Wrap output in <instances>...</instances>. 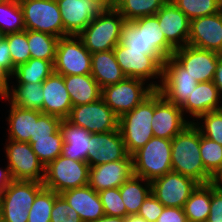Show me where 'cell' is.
Segmentation results:
<instances>
[{"label": "cell", "instance_id": "obj_5", "mask_svg": "<svg viewBox=\"0 0 222 222\" xmlns=\"http://www.w3.org/2000/svg\"><path fill=\"white\" fill-rule=\"evenodd\" d=\"M171 152V139L153 136L132 155L134 175L151 182L171 172Z\"/></svg>", "mask_w": 222, "mask_h": 222}, {"label": "cell", "instance_id": "obj_16", "mask_svg": "<svg viewBox=\"0 0 222 222\" xmlns=\"http://www.w3.org/2000/svg\"><path fill=\"white\" fill-rule=\"evenodd\" d=\"M190 123L181 107L168 101L158 90L154 91V114L151 126L155 137L172 139Z\"/></svg>", "mask_w": 222, "mask_h": 222}, {"label": "cell", "instance_id": "obj_50", "mask_svg": "<svg viewBox=\"0 0 222 222\" xmlns=\"http://www.w3.org/2000/svg\"><path fill=\"white\" fill-rule=\"evenodd\" d=\"M0 61L1 65L11 74L13 75L15 72V68L12 63L11 54L8 46L7 39L2 36L0 38Z\"/></svg>", "mask_w": 222, "mask_h": 222}, {"label": "cell", "instance_id": "obj_25", "mask_svg": "<svg viewBox=\"0 0 222 222\" xmlns=\"http://www.w3.org/2000/svg\"><path fill=\"white\" fill-rule=\"evenodd\" d=\"M79 214L82 222H93L105 215L98 192L88 184L60 193Z\"/></svg>", "mask_w": 222, "mask_h": 222}, {"label": "cell", "instance_id": "obj_9", "mask_svg": "<svg viewBox=\"0 0 222 222\" xmlns=\"http://www.w3.org/2000/svg\"><path fill=\"white\" fill-rule=\"evenodd\" d=\"M154 91L155 89L147 82L126 77L116 84L102 88L101 98L120 117L132 111Z\"/></svg>", "mask_w": 222, "mask_h": 222}, {"label": "cell", "instance_id": "obj_29", "mask_svg": "<svg viewBox=\"0 0 222 222\" xmlns=\"http://www.w3.org/2000/svg\"><path fill=\"white\" fill-rule=\"evenodd\" d=\"M63 77L72 106L93 103L101 98L102 89L91 74Z\"/></svg>", "mask_w": 222, "mask_h": 222}, {"label": "cell", "instance_id": "obj_18", "mask_svg": "<svg viewBox=\"0 0 222 222\" xmlns=\"http://www.w3.org/2000/svg\"><path fill=\"white\" fill-rule=\"evenodd\" d=\"M187 44L222 54V12L192 19Z\"/></svg>", "mask_w": 222, "mask_h": 222}, {"label": "cell", "instance_id": "obj_44", "mask_svg": "<svg viewBox=\"0 0 222 222\" xmlns=\"http://www.w3.org/2000/svg\"><path fill=\"white\" fill-rule=\"evenodd\" d=\"M121 42L130 50L144 51V54L147 55H159L155 50H145V39L132 22L125 24Z\"/></svg>", "mask_w": 222, "mask_h": 222}, {"label": "cell", "instance_id": "obj_4", "mask_svg": "<svg viewBox=\"0 0 222 222\" xmlns=\"http://www.w3.org/2000/svg\"><path fill=\"white\" fill-rule=\"evenodd\" d=\"M113 52L126 77L143 80L158 90L162 82L165 61L160 55H147L144 51L130 50L122 42L113 49Z\"/></svg>", "mask_w": 222, "mask_h": 222}, {"label": "cell", "instance_id": "obj_54", "mask_svg": "<svg viewBox=\"0 0 222 222\" xmlns=\"http://www.w3.org/2000/svg\"><path fill=\"white\" fill-rule=\"evenodd\" d=\"M93 222H125L124 217H115V216H108L104 215L103 217L97 219L96 221Z\"/></svg>", "mask_w": 222, "mask_h": 222}, {"label": "cell", "instance_id": "obj_37", "mask_svg": "<svg viewBox=\"0 0 222 222\" xmlns=\"http://www.w3.org/2000/svg\"><path fill=\"white\" fill-rule=\"evenodd\" d=\"M24 17L21 5L18 2H0V33L2 35L24 31Z\"/></svg>", "mask_w": 222, "mask_h": 222}, {"label": "cell", "instance_id": "obj_52", "mask_svg": "<svg viewBox=\"0 0 222 222\" xmlns=\"http://www.w3.org/2000/svg\"><path fill=\"white\" fill-rule=\"evenodd\" d=\"M12 181L13 179L11 177L9 167L6 164L5 167L0 168V196Z\"/></svg>", "mask_w": 222, "mask_h": 222}, {"label": "cell", "instance_id": "obj_27", "mask_svg": "<svg viewBox=\"0 0 222 222\" xmlns=\"http://www.w3.org/2000/svg\"><path fill=\"white\" fill-rule=\"evenodd\" d=\"M91 75L101 89L116 84L126 78L116 61L113 50L92 54Z\"/></svg>", "mask_w": 222, "mask_h": 222}, {"label": "cell", "instance_id": "obj_22", "mask_svg": "<svg viewBox=\"0 0 222 222\" xmlns=\"http://www.w3.org/2000/svg\"><path fill=\"white\" fill-rule=\"evenodd\" d=\"M222 109V97L213 81L199 82L181 107L184 116L193 123L202 114Z\"/></svg>", "mask_w": 222, "mask_h": 222}, {"label": "cell", "instance_id": "obj_48", "mask_svg": "<svg viewBox=\"0 0 222 222\" xmlns=\"http://www.w3.org/2000/svg\"><path fill=\"white\" fill-rule=\"evenodd\" d=\"M207 222H222V188L211 183V204Z\"/></svg>", "mask_w": 222, "mask_h": 222}, {"label": "cell", "instance_id": "obj_32", "mask_svg": "<svg viewBox=\"0 0 222 222\" xmlns=\"http://www.w3.org/2000/svg\"><path fill=\"white\" fill-rule=\"evenodd\" d=\"M211 204V183L199 184L183 206L188 222H207Z\"/></svg>", "mask_w": 222, "mask_h": 222}, {"label": "cell", "instance_id": "obj_46", "mask_svg": "<svg viewBox=\"0 0 222 222\" xmlns=\"http://www.w3.org/2000/svg\"><path fill=\"white\" fill-rule=\"evenodd\" d=\"M62 119L59 117L42 113L35 123V137H49L60 129Z\"/></svg>", "mask_w": 222, "mask_h": 222}, {"label": "cell", "instance_id": "obj_55", "mask_svg": "<svg viewBox=\"0 0 222 222\" xmlns=\"http://www.w3.org/2000/svg\"><path fill=\"white\" fill-rule=\"evenodd\" d=\"M125 222H147L144 218L139 215H128L125 217Z\"/></svg>", "mask_w": 222, "mask_h": 222}, {"label": "cell", "instance_id": "obj_1", "mask_svg": "<svg viewBox=\"0 0 222 222\" xmlns=\"http://www.w3.org/2000/svg\"><path fill=\"white\" fill-rule=\"evenodd\" d=\"M171 151L172 171L199 184L212 183L213 176L205 169L200 155V131L193 123L171 139Z\"/></svg>", "mask_w": 222, "mask_h": 222}, {"label": "cell", "instance_id": "obj_34", "mask_svg": "<svg viewBox=\"0 0 222 222\" xmlns=\"http://www.w3.org/2000/svg\"><path fill=\"white\" fill-rule=\"evenodd\" d=\"M168 0H118L114 7L126 20L131 22L135 19L153 16Z\"/></svg>", "mask_w": 222, "mask_h": 222}, {"label": "cell", "instance_id": "obj_12", "mask_svg": "<svg viewBox=\"0 0 222 222\" xmlns=\"http://www.w3.org/2000/svg\"><path fill=\"white\" fill-rule=\"evenodd\" d=\"M67 120L89 133L114 131L119 123V117L102 98L93 103L73 106Z\"/></svg>", "mask_w": 222, "mask_h": 222}, {"label": "cell", "instance_id": "obj_35", "mask_svg": "<svg viewBox=\"0 0 222 222\" xmlns=\"http://www.w3.org/2000/svg\"><path fill=\"white\" fill-rule=\"evenodd\" d=\"M59 39L48 33L27 30L31 58L47 60L54 65Z\"/></svg>", "mask_w": 222, "mask_h": 222}, {"label": "cell", "instance_id": "obj_45", "mask_svg": "<svg viewBox=\"0 0 222 222\" xmlns=\"http://www.w3.org/2000/svg\"><path fill=\"white\" fill-rule=\"evenodd\" d=\"M50 222H82L79 214L59 194L51 211Z\"/></svg>", "mask_w": 222, "mask_h": 222}, {"label": "cell", "instance_id": "obj_30", "mask_svg": "<svg viewBox=\"0 0 222 222\" xmlns=\"http://www.w3.org/2000/svg\"><path fill=\"white\" fill-rule=\"evenodd\" d=\"M5 98L22 109L40 111L44 100L42 83L11 84Z\"/></svg>", "mask_w": 222, "mask_h": 222}, {"label": "cell", "instance_id": "obj_53", "mask_svg": "<svg viewBox=\"0 0 222 222\" xmlns=\"http://www.w3.org/2000/svg\"><path fill=\"white\" fill-rule=\"evenodd\" d=\"M212 81L217 86L222 97V54L219 56L218 65Z\"/></svg>", "mask_w": 222, "mask_h": 222}, {"label": "cell", "instance_id": "obj_58", "mask_svg": "<svg viewBox=\"0 0 222 222\" xmlns=\"http://www.w3.org/2000/svg\"><path fill=\"white\" fill-rule=\"evenodd\" d=\"M19 0H0L1 3H12V2H18Z\"/></svg>", "mask_w": 222, "mask_h": 222}, {"label": "cell", "instance_id": "obj_28", "mask_svg": "<svg viewBox=\"0 0 222 222\" xmlns=\"http://www.w3.org/2000/svg\"><path fill=\"white\" fill-rule=\"evenodd\" d=\"M145 39V50H155L164 60L173 55L175 49L167 42L156 15L131 21Z\"/></svg>", "mask_w": 222, "mask_h": 222}, {"label": "cell", "instance_id": "obj_14", "mask_svg": "<svg viewBox=\"0 0 222 222\" xmlns=\"http://www.w3.org/2000/svg\"><path fill=\"white\" fill-rule=\"evenodd\" d=\"M195 78L188 74L172 56L163 63L162 82L158 91L178 107H182L197 85Z\"/></svg>", "mask_w": 222, "mask_h": 222}, {"label": "cell", "instance_id": "obj_31", "mask_svg": "<svg viewBox=\"0 0 222 222\" xmlns=\"http://www.w3.org/2000/svg\"><path fill=\"white\" fill-rule=\"evenodd\" d=\"M128 215L138 213L140 206L151 193V183L142 177L133 175L119 187Z\"/></svg>", "mask_w": 222, "mask_h": 222}, {"label": "cell", "instance_id": "obj_24", "mask_svg": "<svg viewBox=\"0 0 222 222\" xmlns=\"http://www.w3.org/2000/svg\"><path fill=\"white\" fill-rule=\"evenodd\" d=\"M4 100L5 106L9 109L6 111L5 123L7 130L5 131L7 138L17 142H29L30 138L34 135L35 123L38 117L42 114L41 111L22 109L18 106L11 104L5 97L0 98Z\"/></svg>", "mask_w": 222, "mask_h": 222}, {"label": "cell", "instance_id": "obj_11", "mask_svg": "<svg viewBox=\"0 0 222 222\" xmlns=\"http://www.w3.org/2000/svg\"><path fill=\"white\" fill-rule=\"evenodd\" d=\"M91 57L78 36L61 37L56 49L54 73L62 76L91 74Z\"/></svg>", "mask_w": 222, "mask_h": 222}, {"label": "cell", "instance_id": "obj_10", "mask_svg": "<svg viewBox=\"0 0 222 222\" xmlns=\"http://www.w3.org/2000/svg\"><path fill=\"white\" fill-rule=\"evenodd\" d=\"M26 30L64 37V26L56 0H19Z\"/></svg>", "mask_w": 222, "mask_h": 222}, {"label": "cell", "instance_id": "obj_40", "mask_svg": "<svg viewBox=\"0 0 222 222\" xmlns=\"http://www.w3.org/2000/svg\"><path fill=\"white\" fill-rule=\"evenodd\" d=\"M193 124L202 136L222 146V109L202 114Z\"/></svg>", "mask_w": 222, "mask_h": 222}, {"label": "cell", "instance_id": "obj_19", "mask_svg": "<svg viewBox=\"0 0 222 222\" xmlns=\"http://www.w3.org/2000/svg\"><path fill=\"white\" fill-rule=\"evenodd\" d=\"M134 175L132 156L90 167L88 185L96 192L119 188Z\"/></svg>", "mask_w": 222, "mask_h": 222}, {"label": "cell", "instance_id": "obj_56", "mask_svg": "<svg viewBox=\"0 0 222 222\" xmlns=\"http://www.w3.org/2000/svg\"><path fill=\"white\" fill-rule=\"evenodd\" d=\"M212 183L218 187L222 188V168L218 171V173L213 177Z\"/></svg>", "mask_w": 222, "mask_h": 222}, {"label": "cell", "instance_id": "obj_6", "mask_svg": "<svg viewBox=\"0 0 222 222\" xmlns=\"http://www.w3.org/2000/svg\"><path fill=\"white\" fill-rule=\"evenodd\" d=\"M43 188L41 182L13 180L0 196V218L5 222H28L29 209Z\"/></svg>", "mask_w": 222, "mask_h": 222}, {"label": "cell", "instance_id": "obj_47", "mask_svg": "<svg viewBox=\"0 0 222 222\" xmlns=\"http://www.w3.org/2000/svg\"><path fill=\"white\" fill-rule=\"evenodd\" d=\"M164 207L165 206L150 193L140 206L137 215L144 218L147 222H156L163 212Z\"/></svg>", "mask_w": 222, "mask_h": 222}, {"label": "cell", "instance_id": "obj_26", "mask_svg": "<svg viewBox=\"0 0 222 222\" xmlns=\"http://www.w3.org/2000/svg\"><path fill=\"white\" fill-rule=\"evenodd\" d=\"M63 135L62 155L64 157L87 162L88 151L91 150V133L86 129L73 125L67 119L60 124Z\"/></svg>", "mask_w": 222, "mask_h": 222}, {"label": "cell", "instance_id": "obj_49", "mask_svg": "<svg viewBox=\"0 0 222 222\" xmlns=\"http://www.w3.org/2000/svg\"><path fill=\"white\" fill-rule=\"evenodd\" d=\"M156 222H188L183 208L164 207Z\"/></svg>", "mask_w": 222, "mask_h": 222}, {"label": "cell", "instance_id": "obj_13", "mask_svg": "<svg viewBox=\"0 0 222 222\" xmlns=\"http://www.w3.org/2000/svg\"><path fill=\"white\" fill-rule=\"evenodd\" d=\"M151 193L165 206L183 208L199 185L193 178L171 171L151 181Z\"/></svg>", "mask_w": 222, "mask_h": 222}, {"label": "cell", "instance_id": "obj_20", "mask_svg": "<svg viewBox=\"0 0 222 222\" xmlns=\"http://www.w3.org/2000/svg\"><path fill=\"white\" fill-rule=\"evenodd\" d=\"M155 15L167 42L175 50L187 45L191 20L171 0Z\"/></svg>", "mask_w": 222, "mask_h": 222}, {"label": "cell", "instance_id": "obj_23", "mask_svg": "<svg viewBox=\"0 0 222 222\" xmlns=\"http://www.w3.org/2000/svg\"><path fill=\"white\" fill-rule=\"evenodd\" d=\"M42 90L44 100L40 111L44 114L59 117L62 120L67 119L73 106L66 89L64 77L53 72L42 82Z\"/></svg>", "mask_w": 222, "mask_h": 222}, {"label": "cell", "instance_id": "obj_39", "mask_svg": "<svg viewBox=\"0 0 222 222\" xmlns=\"http://www.w3.org/2000/svg\"><path fill=\"white\" fill-rule=\"evenodd\" d=\"M59 194L53 190L43 188L37 195L29 209L28 222H50L54 201Z\"/></svg>", "mask_w": 222, "mask_h": 222}, {"label": "cell", "instance_id": "obj_8", "mask_svg": "<svg viewBox=\"0 0 222 222\" xmlns=\"http://www.w3.org/2000/svg\"><path fill=\"white\" fill-rule=\"evenodd\" d=\"M3 152L13 180L43 183L45 167L39 161L29 142L5 139Z\"/></svg>", "mask_w": 222, "mask_h": 222}, {"label": "cell", "instance_id": "obj_42", "mask_svg": "<svg viewBox=\"0 0 222 222\" xmlns=\"http://www.w3.org/2000/svg\"><path fill=\"white\" fill-rule=\"evenodd\" d=\"M7 41L14 68L26 63L30 58V50L27 41V30L3 35Z\"/></svg>", "mask_w": 222, "mask_h": 222}, {"label": "cell", "instance_id": "obj_3", "mask_svg": "<svg viewBox=\"0 0 222 222\" xmlns=\"http://www.w3.org/2000/svg\"><path fill=\"white\" fill-rule=\"evenodd\" d=\"M154 114V92L132 111L119 117L118 128L128 155L132 156L154 135L151 126Z\"/></svg>", "mask_w": 222, "mask_h": 222}, {"label": "cell", "instance_id": "obj_41", "mask_svg": "<svg viewBox=\"0 0 222 222\" xmlns=\"http://www.w3.org/2000/svg\"><path fill=\"white\" fill-rule=\"evenodd\" d=\"M200 155L205 169L214 177L222 168V146L200 133Z\"/></svg>", "mask_w": 222, "mask_h": 222}, {"label": "cell", "instance_id": "obj_2", "mask_svg": "<svg viewBox=\"0 0 222 222\" xmlns=\"http://www.w3.org/2000/svg\"><path fill=\"white\" fill-rule=\"evenodd\" d=\"M126 23L114 7H107L83 29L78 37L91 54L110 51L121 42Z\"/></svg>", "mask_w": 222, "mask_h": 222}, {"label": "cell", "instance_id": "obj_21", "mask_svg": "<svg viewBox=\"0 0 222 222\" xmlns=\"http://www.w3.org/2000/svg\"><path fill=\"white\" fill-rule=\"evenodd\" d=\"M91 144L87 159L90 167L122 160L128 155L119 128L106 133H91Z\"/></svg>", "mask_w": 222, "mask_h": 222}, {"label": "cell", "instance_id": "obj_15", "mask_svg": "<svg viewBox=\"0 0 222 222\" xmlns=\"http://www.w3.org/2000/svg\"><path fill=\"white\" fill-rule=\"evenodd\" d=\"M59 6L64 37L78 36L107 7L99 0H56Z\"/></svg>", "mask_w": 222, "mask_h": 222}, {"label": "cell", "instance_id": "obj_7", "mask_svg": "<svg viewBox=\"0 0 222 222\" xmlns=\"http://www.w3.org/2000/svg\"><path fill=\"white\" fill-rule=\"evenodd\" d=\"M90 166L85 161L58 156L45 167L43 186L60 194L89 182Z\"/></svg>", "mask_w": 222, "mask_h": 222}, {"label": "cell", "instance_id": "obj_38", "mask_svg": "<svg viewBox=\"0 0 222 222\" xmlns=\"http://www.w3.org/2000/svg\"><path fill=\"white\" fill-rule=\"evenodd\" d=\"M190 20L221 11V0H171Z\"/></svg>", "mask_w": 222, "mask_h": 222}, {"label": "cell", "instance_id": "obj_33", "mask_svg": "<svg viewBox=\"0 0 222 222\" xmlns=\"http://www.w3.org/2000/svg\"><path fill=\"white\" fill-rule=\"evenodd\" d=\"M53 72L54 65L50 61L30 58L26 63L15 68L11 84L42 83Z\"/></svg>", "mask_w": 222, "mask_h": 222}, {"label": "cell", "instance_id": "obj_57", "mask_svg": "<svg viewBox=\"0 0 222 222\" xmlns=\"http://www.w3.org/2000/svg\"><path fill=\"white\" fill-rule=\"evenodd\" d=\"M106 7H115L118 0H99Z\"/></svg>", "mask_w": 222, "mask_h": 222}, {"label": "cell", "instance_id": "obj_17", "mask_svg": "<svg viewBox=\"0 0 222 222\" xmlns=\"http://www.w3.org/2000/svg\"><path fill=\"white\" fill-rule=\"evenodd\" d=\"M220 55L187 44L176 49L172 57L199 83L213 80Z\"/></svg>", "mask_w": 222, "mask_h": 222}, {"label": "cell", "instance_id": "obj_36", "mask_svg": "<svg viewBox=\"0 0 222 222\" xmlns=\"http://www.w3.org/2000/svg\"><path fill=\"white\" fill-rule=\"evenodd\" d=\"M29 144L39 161L46 167L50 162L62 155L63 135L60 129L49 137H31Z\"/></svg>", "mask_w": 222, "mask_h": 222}, {"label": "cell", "instance_id": "obj_51", "mask_svg": "<svg viewBox=\"0 0 222 222\" xmlns=\"http://www.w3.org/2000/svg\"><path fill=\"white\" fill-rule=\"evenodd\" d=\"M12 75L1 65L0 61V98H4L11 85Z\"/></svg>", "mask_w": 222, "mask_h": 222}, {"label": "cell", "instance_id": "obj_43", "mask_svg": "<svg viewBox=\"0 0 222 222\" xmlns=\"http://www.w3.org/2000/svg\"><path fill=\"white\" fill-rule=\"evenodd\" d=\"M105 215L126 217L127 210L123 203L119 188L105 189L98 192Z\"/></svg>", "mask_w": 222, "mask_h": 222}]
</instances>
